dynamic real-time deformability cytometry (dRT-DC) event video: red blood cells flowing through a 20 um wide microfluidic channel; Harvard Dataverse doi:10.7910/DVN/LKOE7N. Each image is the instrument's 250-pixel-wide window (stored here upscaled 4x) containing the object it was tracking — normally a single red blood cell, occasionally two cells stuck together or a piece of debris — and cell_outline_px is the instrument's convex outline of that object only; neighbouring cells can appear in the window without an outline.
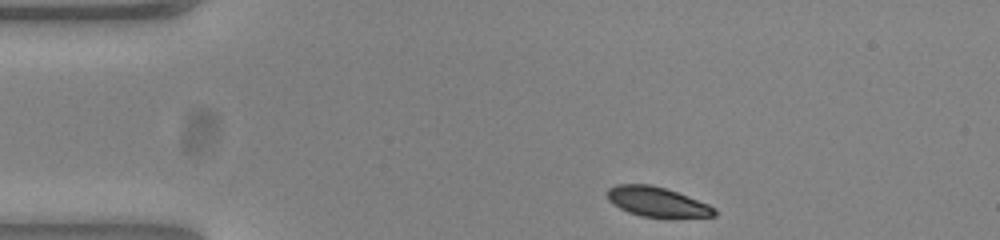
{"species": "common noctule bat (a hibernating species)", "species_latin": "Nyctalus noctula", "temperature_condition": "warm", "stored_images_in_passage": 37, "camera_frame_rate_fps": 3000, "um_per_image_px": 0.085, "animal": {"sex": "female", "body_mass_g": 23.0, "forearm_length_mm": 53.4}, "frame": {"image": 1, "passage_image": 1, "time_ms": 0.0, "image_size_px": [1000, 240], "cell_outline_px": [[716, 216], [640, 216], [628, 212], [612, 204], [608, 200], [608, 188], [616, 184], [652, 184], [688, 196], [708, 204], [716, 208]], "centroid_in_image_um": [55.81, 17.13], "position_along_channel_um": 29.2, "area_um2": 18.21}}
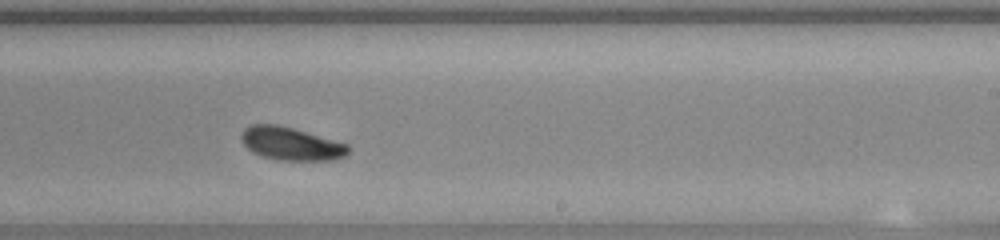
{"frame": {"image": 2, "passage_image": 24, "time_ms": 7.667, "image_size_px": [1000, 240], "cell_outline_px": [[348, 152], [344, 156], [332, 160], [276, 160], [260, 156], [252, 152], [240, 140], [240, 136], [244, 128], [252, 124], [276, 124], [292, 128], [348, 144]], "centroid_in_image_um": [24.68, 12.22], "position_along_channel_um": 264.3, "area_um2": 20.52}}
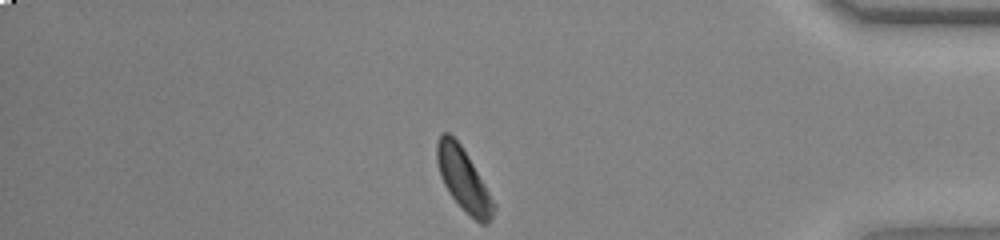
{"frame": {"image": 3, "passage_image": 37, "time_ms": 12.0, "image_size_px": [1000, 240], "cell_outline_px": [[496, 208], [492, 216], [484, 224], [480, 224], [448, 192], [440, 176], [436, 160], [436, 144], [440, 136], [444, 132], [448, 132], [460, 144], [468, 156], [496, 204]], "centroid_in_image_um": [39.38, 15.23], "position_along_channel_um": 395.8, "area_um2": 20.11}, "authors_computed_cell_mechanics": {"area_um2": 20.6924, "velocity_mm_per_s": 3.8183, "shape_relaxation_time_tau1_ms": 3.425, "shape_relaxation_time_tau2_ms": null, "deformation_change_tau1": 0.1468, "deformation_change_tau2": null}}